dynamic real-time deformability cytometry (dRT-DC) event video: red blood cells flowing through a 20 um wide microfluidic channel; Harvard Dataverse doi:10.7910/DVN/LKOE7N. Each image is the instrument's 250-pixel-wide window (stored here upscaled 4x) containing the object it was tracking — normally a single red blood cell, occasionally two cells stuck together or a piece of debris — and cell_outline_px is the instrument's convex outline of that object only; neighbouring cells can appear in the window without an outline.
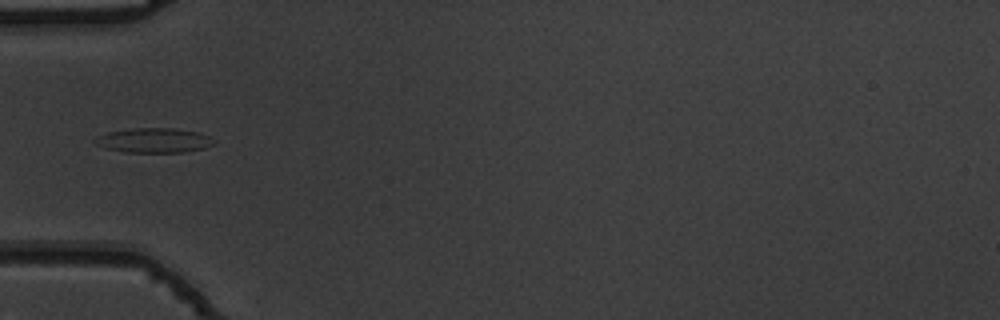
{"species": "common noctule bat (a hibernating species)", "species_latin": "Nyctalus noctula", "temperature_condition": "warm", "stored_images_in_passage": 36, "camera_frame_rate_fps": 3000, "um_per_image_px": 0.085, "animal": {"sex": "male", "body_mass_g": 19.5, "forearm_length_mm": 54.6}, "frame": {"image": 1, "passage_image": 1, "time_ms": 0.0, "image_size_px": [1000, 320], "cell_outline_px": [[216, 144], [204, 148], [180, 152], [128, 152], [104, 148], [96, 144], [92, 140], [108, 132], [132, 128], [172, 128], [200, 132], [216, 140]], "centroid_in_image_um": [13.12, 11.93], "position_along_channel_um": 71.9, "area_um2": 17.05}}
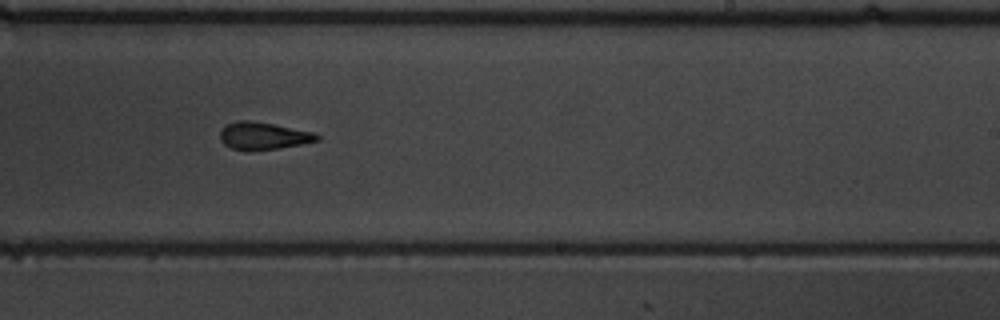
{"frame": {"image": 2, "passage_image": 16, "time_ms": 5.0, "image_size_px": [1000, 320], "cell_outline_px": [[320, 140], [280, 148], [232, 148], [224, 144], [220, 140], [220, 132], [228, 124], [240, 120], [248, 120], [272, 124], [316, 132], [320, 136]], "centroid_in_image_um": [22.44, 11.52], "position_along_channel_um": 266.6, "area_um2": 14.85}}
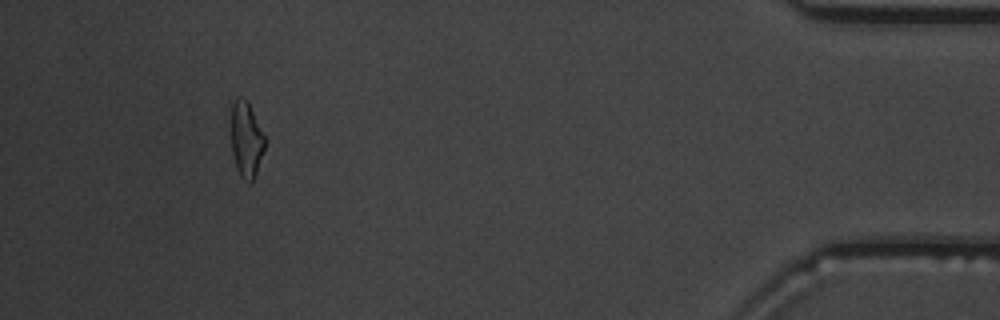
{"frame": {"image": 3, "passage_image": 32, "time_ms": 10.333, "image_size_px": [1000, 320], "cell_outline_px": [[264, 148], [252, 184], [248, 184], [240, 176], [236, 168], [232, 152], [232, 104], [236, 96], [240, 96], [248, 100], [264, 136]], "centroid_in_image_um": [20.92, 11.86], "position_along_channel_um": 414.3, "area_um2": 14.74}, "authors_computed_cell_mechanics": {"area_um2": 15.7505, "velocity_mm_per_s": 3.8889, "shape_relaxation_time_tau1_ms": 9.8811, "shape_relaxation_time_tau2_ms": 3.4072, "deformation_change_tau1": 0.2456, "deformation_change_tau2": 0.1355}}